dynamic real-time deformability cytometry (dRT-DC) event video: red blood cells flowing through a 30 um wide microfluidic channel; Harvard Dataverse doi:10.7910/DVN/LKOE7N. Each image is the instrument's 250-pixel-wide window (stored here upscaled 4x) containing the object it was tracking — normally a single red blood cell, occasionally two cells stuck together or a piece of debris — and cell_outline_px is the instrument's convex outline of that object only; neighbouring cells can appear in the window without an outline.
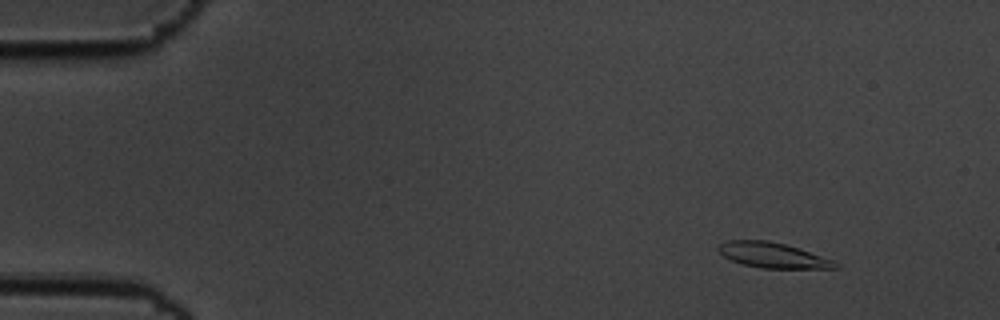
{"species": "common noctule bat (a hibernating species)", "species_latin": "Nyctalus noctula", "temperature_condition": "cold", "stored_images_in_passage": 53, "camera_frame_rate_fps": 3000, "um_per_image_px": 0.085, "animal": {"sex": "male", "body_mass_g": 19.5, "forearm_length_mm": 54.6}, "frame": {"image": 1, "passage_image": 1, "time_ms": 0.0, "image_size_px": [1000, 320], "cell_outline_px": [[840, 268], [760, 268], [744, 264], [732, 260], [724, 256], [716, 248], [720, 244], [728, 240], [768, 240], [784, 244], [832, 260], [840, 264]], "centroid_in_image_um": [65.66, 21.69], "position_along_channel_um": 19.3, "area_um2": 16.88}}
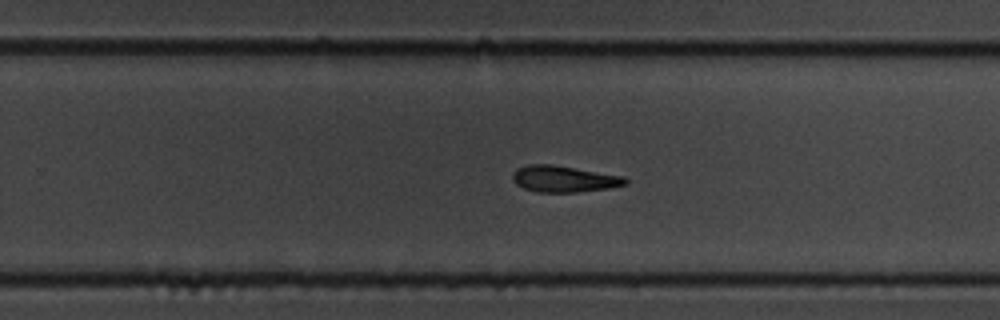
{"frame": {"image": 2, "passage_image": 32, "time_ms": 10.333, "image_size_px": [1000, 320], "cell_outline_px": [[628, 184], [612, 188], [576, 192], [536, 192], [524, 188], [516, 184], [512, 180], [512, 172], [516, 168], [528, 164], [552, 164], [624, 176], [628, 180]], "centroid_in_image_um": [47.93, 15.2], "position_along_channel_um": 281.9, "area_um2": 17.57}}
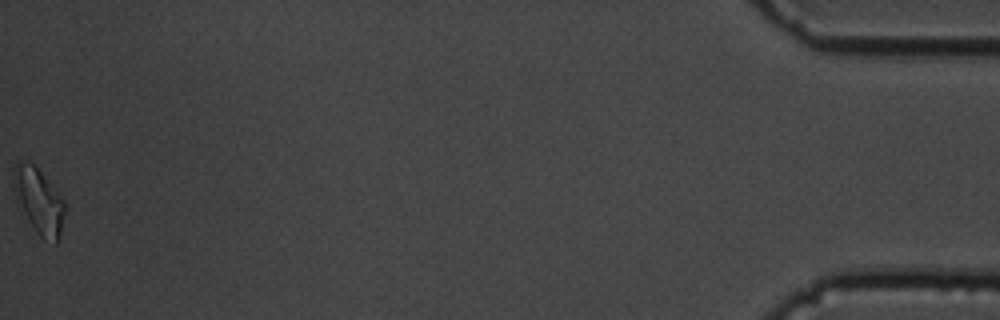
{"frame": {"image": 3, "passage_image": 53, "time_ms": 17.333, "image_size_px": [1000, 320], "cell_outline_px": [[68, 208], [56, 244], [44, 240], [24, 224], [16, 200], [12, 176], [12, 172], [16, 160], [24, 160], [32, 164], [56, 188], [68, 204]], "centroid_in_image_um": [3.29, 17.14], "position_along_channel_um": 431.9, "area_um2": 20.87}, "authors_computed_cell_mechanics": {"area_um2": 17.629, "velocity_mm_per_s": 3.4752, "shape_relaxation_time_tau1_ms": 4.8805, "shape_relaxation_time_tau2_ms": null, "deformation_change_tau1": 0.1644, "deformation_change_tau2": null}}